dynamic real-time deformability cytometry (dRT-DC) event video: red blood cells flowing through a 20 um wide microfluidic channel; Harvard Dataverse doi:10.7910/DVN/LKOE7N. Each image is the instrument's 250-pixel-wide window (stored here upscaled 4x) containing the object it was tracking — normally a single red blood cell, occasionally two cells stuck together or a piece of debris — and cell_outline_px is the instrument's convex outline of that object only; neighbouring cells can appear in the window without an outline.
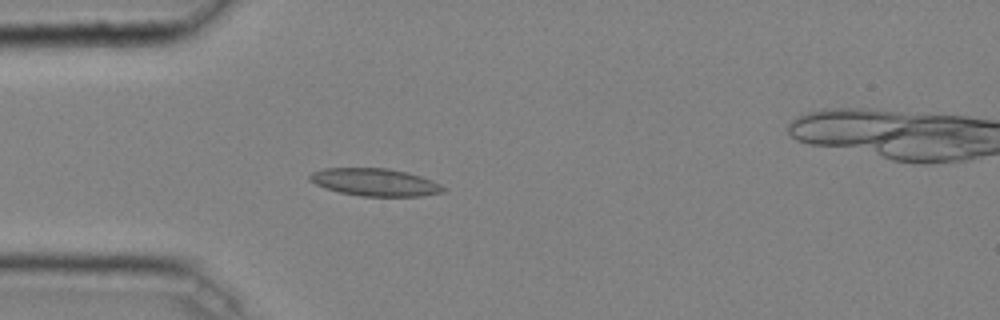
{"species": "common noctule bat (a hibernating species)", "species_latin": "Nyctalus noctula", "temperature_condition": "cold", "stored_images_in_passage": 46, "camera_frame_rate_fps": 3000, "um_per_image_px": 0.085, "animal": {"sex": "male", "body_mass_g": 20.4}, "frame": {"image": 1, "passage_image": 12, "time_ms": 3.667, "image_size_px": [1000, 320], "cell_outline_px": [[448, 188], [444, 192], [420, 196], [360, 196], [340, 192], [324, 188], [308, 180], [308, 176], [312, 172], [324, 168], [388, 168], [408, 172], [432, 180]], "centroid_in_image_um": [31.88, 15.48], "position_along_channel_um": 53.1, "area_um2": 21.56}}
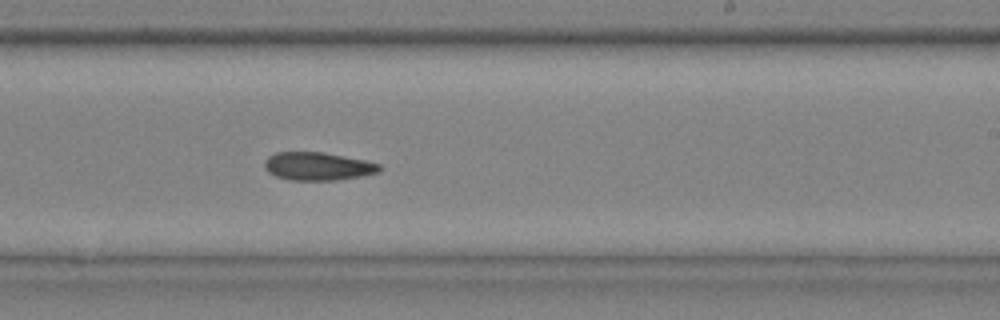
{"frame": {"image": 2, "passage_image": 28, "time_ms": 9.0, "image_size_px": [1000, 320], "cell_outline_px": [[384, 168], [380, 172], [360, 176], [336, 180], [288, 180], [276, 176], [268, 172], [264, 168], [264, 160], [268, 156], [276, 152], [324, 152], [364, 160], [380, 164]], "centroid_in_image_um": [27.01, 14.13], "position_along_channel_um": 262.0, "area_um2": 18.96}}
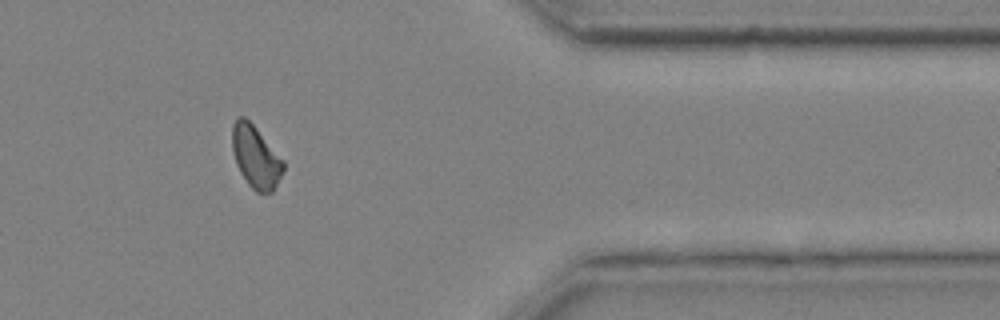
{"frame": {"image": 3, "passage_image": 39, "time_ms": 12.667, "image_size_px": [1000, 320], "cell_outline_px": [[284, 168], [272, 192], [256, 192], [248, 184], [240, 172], [236, 164], [232, 148], [232, 124], [236, 116], [244, 116], [256, 128], [284, 160]], "centroid_in_image_um": [21.71, 13.3], "position_along_channel_um": 389.7, "area_um2": 18.44}, "authors_computed_cell_mechanics": {"area_um2": 19.5942, "velocity_mm_per_s": 4.0471, "shape_relaxation_time_tau1_ms": 5.7741, "shape_relaxation_time_tau2_ms": 5.2096, "deformation_change_tau1": 0.1401, "deformation_change_tau2": 0.1149}}